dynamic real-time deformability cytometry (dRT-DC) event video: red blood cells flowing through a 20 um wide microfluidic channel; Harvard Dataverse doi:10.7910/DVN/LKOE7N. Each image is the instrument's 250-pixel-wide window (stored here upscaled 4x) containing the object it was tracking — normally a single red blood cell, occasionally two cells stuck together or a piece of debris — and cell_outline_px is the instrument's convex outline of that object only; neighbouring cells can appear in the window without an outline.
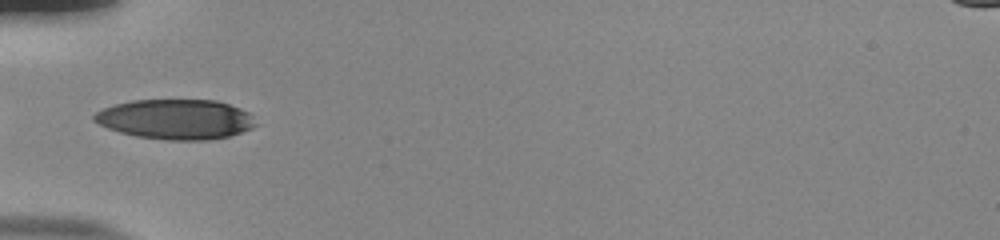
{"species": "human", "species_latin": "Homo sapiens", "temperature_condition": "room temperature", "stored_images_in_passage": 17, "camera_frame_rate_fps": 3000, "um_per_image_px": 0.085, "donor": {"sex": "male"}, "frame": {"image": 1, "passage_image": 1, "time_ms": 0.0, "image_size_px": [1000, 240], "cell_outline_px": [[256, 124], [252, 128], [228, 136], [208, 140], [164, 140], [136, 136], [120, 132], [108, 128], [92, 120], [92, 116], [96, 112], [104, 108], [116, 104], [132, 100], [216, 100], [240, 108], [248, 112], [252, 116]], "centroid_in_image_um": [14.92, 10.14], "position_along_channel_um": 70.1, "area_um2": 37.51}}